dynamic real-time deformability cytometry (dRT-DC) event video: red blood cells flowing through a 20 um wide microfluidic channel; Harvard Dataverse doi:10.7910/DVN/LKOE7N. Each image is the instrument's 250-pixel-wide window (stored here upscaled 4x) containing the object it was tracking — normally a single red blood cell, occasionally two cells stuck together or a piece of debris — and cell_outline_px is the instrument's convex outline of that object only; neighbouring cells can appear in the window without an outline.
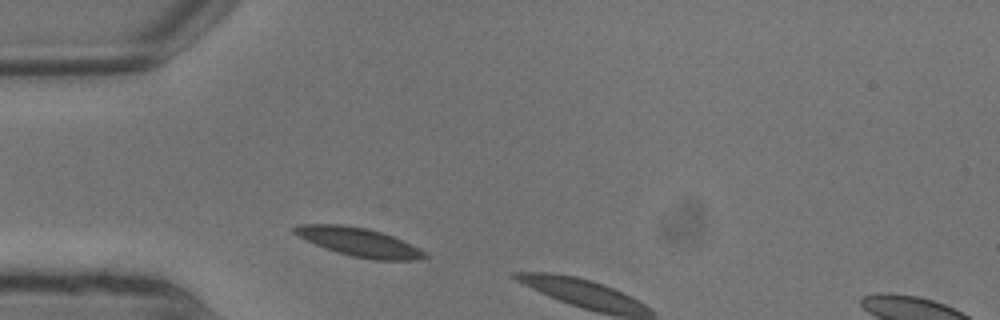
{"species": "common noctule bat (a hibernating species)", "species_latin": "Nyctalus noctula", "temperature_condition": "warm", "stored_images_in_passage": 2, "segment_of_instrument_passage": [1, 2], "camera_frame_rate_fps": 3000, "um_per_image_px": 0.085, "animal": {"sex": "male", "body_mass_g": 13.3}, "frame": {"image": 1, "passage_image": 1, "time_ms": 0.0, "image_size_px": [1000, 320], "cell_outline_px": [[428, 256], [420, 260], [372, 260], [352, 256], [336, 252], [324, 248], [292, 232], [292, 228], [300, 224], [344, 224], [368, 228], [384, 232], [420, 248]], "centroid_in_image_um": [30.55, 20.57], "position_along_channel_um": 54.5, "area_um2": 21.85}}